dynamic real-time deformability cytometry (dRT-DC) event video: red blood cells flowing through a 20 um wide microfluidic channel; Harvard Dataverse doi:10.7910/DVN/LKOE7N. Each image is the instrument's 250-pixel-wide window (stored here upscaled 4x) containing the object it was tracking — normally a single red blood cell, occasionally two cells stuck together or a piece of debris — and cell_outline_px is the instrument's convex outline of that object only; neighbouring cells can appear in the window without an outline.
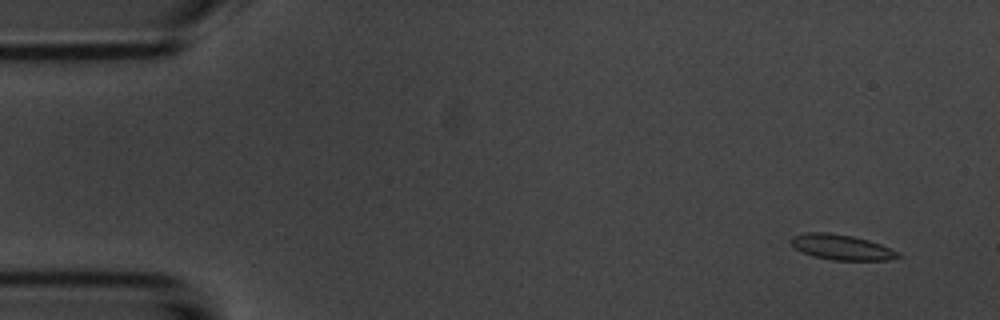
{"species": "common noctule bat (a hibernating species)", "species_latin": "Nyctalus noctula", "temperature_condition": "room temperature", "stored_images_in_passage": 55, "camera_frame_rate_fps": 3000, "um_per_image_px": 0.085, "animal": {"sex": "male", "body_mass_g": 20.1, "forearm_length_mm": 53.5}, "frame": {"image": 1, "passage_image": 4, "time_ms": 1.0, "image_size_px": [1000, 320], "cell_outline_px": [[904, 256], [888, 260], [832, 260], [812, 256], [796, 248], [788, 240], [792, 236], [804, 232], [828, 232], [852, 236], [868, 240], [880, 244], [900, 252]], "centroid_in_image_um": [71.54, 21.01], "position_along_channel_um": 13.5, "area_um2": 15.9}}
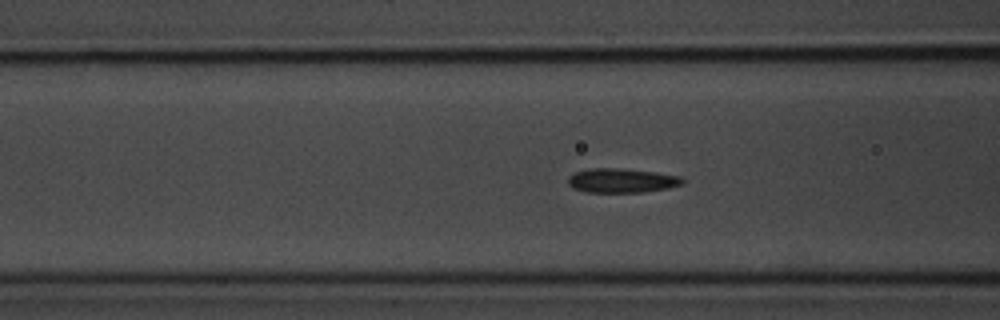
{"frame": {"image": 2, "passage_image": 21, "time_ms": 6.667, "image_size_px": [1000, 320], "cell_outline_px": [[684, 184], [668, 188], [644, 192], [584, 192], [572, 188], [568, 184], [568, 176], [572, 172], [592, 168], [620, 168], [656, 172], [680, 176], [684, 180]], "centroid_in_image_um": [52.82, 15.34], "position_along_channel_um": 113.8, "area_um2": 16.42}}
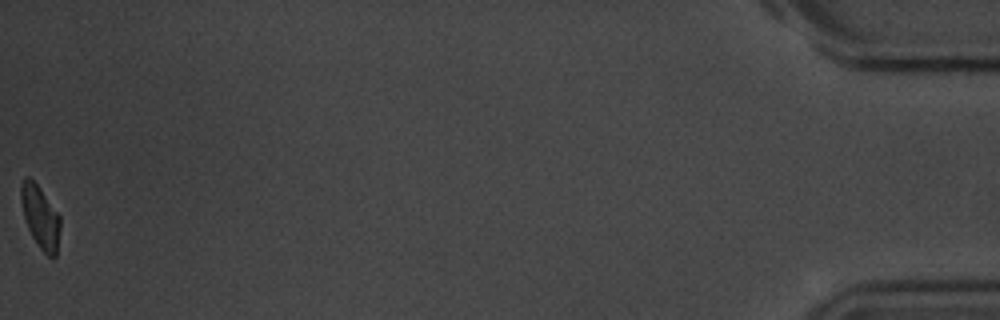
{"frame": {"image": 3, "passage_image": 55, "time_ms": 18.0, "image_size_px": [1000, 320], "cell_outline_px": [[60, 228], [56, 256], [52, 260], [40, 248], [32, 236], [28, 228], [24, 216], [20, 200], [20, 184], [24, 176], [28, 176], [36, 184], [60, 216]], "centroid_in_image_um": [3.41, 18.45], "position_along_channel_um": 431.8, "area_um2": 14.22}, "authors_computed_cell_mechanics": {"area_um2": 15.6638, "velocity_mm_per_s": 3.6833, "shape_relaxation_time_tau1_ms": 3.5801, "shape_relaxation_time_tau2_ms": 3.5456, "deformation_change_tau1": 0.0967, "deformation_change_tau2": 0.0859}}